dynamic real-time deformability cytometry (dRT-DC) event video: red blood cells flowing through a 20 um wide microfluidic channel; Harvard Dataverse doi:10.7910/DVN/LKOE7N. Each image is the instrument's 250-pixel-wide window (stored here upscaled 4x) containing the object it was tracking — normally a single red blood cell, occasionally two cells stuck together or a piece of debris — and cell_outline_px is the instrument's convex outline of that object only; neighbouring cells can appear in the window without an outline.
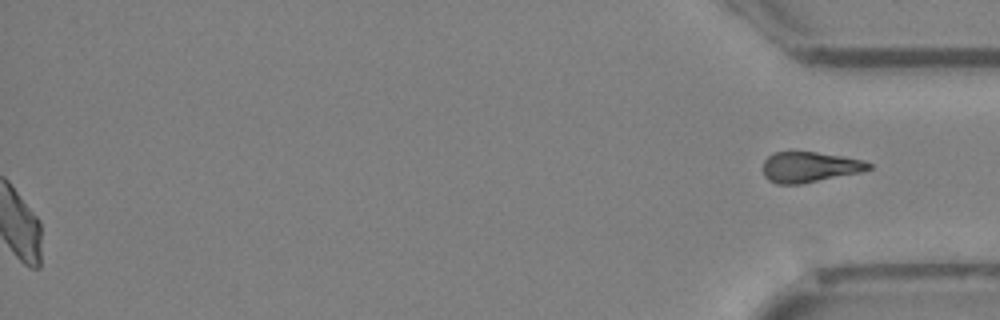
{"species": "Egyptian fruit bat (a non-hibernating species)", "species_latin": "Rousettus aegyptiacus", "temperature_condition": "cold", "stored_images_in_passage": 38, "segment_of_instrument_passage": [2, 2], "camera_frame_rate_fps": 3000, "um_per_image_px": 0.085, "animal": {"sex": "female"}, "frame": {"image": 1, "passage_image": 38, "time_ms": 12.333, "image_size_px": [1000, 320], "cell_outline_px": [[872, 168], [860, 172], [800, 184], [776, 184], [768, 180], [764, 176], [764, 160], [768, 156], [776, 152], [816, 152], [864, 160], [872, 164]], "centroid_in_image_um": [68.81, 14.2], "position_along_channel_um": 366.4, "area_um2": 18.61}}